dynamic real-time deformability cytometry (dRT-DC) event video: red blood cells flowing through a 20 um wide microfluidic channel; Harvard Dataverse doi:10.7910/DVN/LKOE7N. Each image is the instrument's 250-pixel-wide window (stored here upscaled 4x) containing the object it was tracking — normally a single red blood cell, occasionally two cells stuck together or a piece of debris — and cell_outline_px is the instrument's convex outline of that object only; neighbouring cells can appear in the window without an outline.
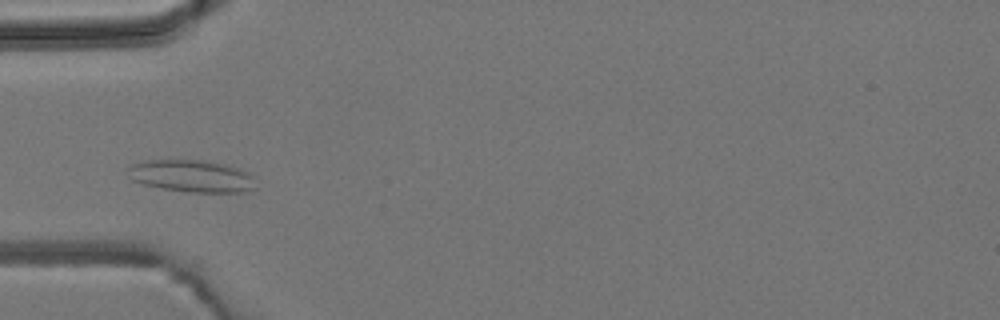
{"species": "common noctule bat (a hibernating species)", "species_latin": "Nyctalus noctula", "temperature_condition": "room temperature", "stored_images_in_passage": 5, "camera_frame_rate_fps": 3000, "um_per_image_px": 0.085, "animal": {"sex": "male", "body_mass_g": 19.2, "forearm_length_mm": 51.8}, "frame": {"image": 1, "passage_image": 2, "time_ms": 1.333, "image_size_px": [1000, 320], "cell_outline_px": [[256, 188], [248, 192], [188, 192], [164, 188], [144, 184], [132, 180], [128, 176], [128, 168], [132, 164], [148, 160], [204, 160], [224, 164], [248, 172], [256, 176]], "centroid_in_image_um": [16.35, 14.97], "position_along_channel_um": 68.6, "area_um2": 24.1}}
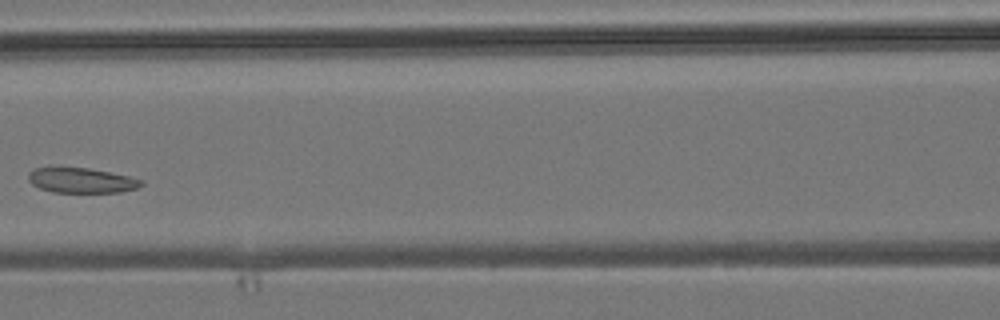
{"frame": {"image": 2, "passage_image": 4, "time_ms": 3.667, "image_size_px": [1000, 320], "cell_outline_px": [[144, 184], [136, 188], [120, 192], [52, 192], [40, 188], [32, 184], [28, 180], [28, 172], [32, 168], [48, 164], [88, 168], [128, 176], [144, 180]], "centroid_in_image_um": [6.81, 15.28], "position_along_channel_um": 159.8, "area_um2": 17.17}}
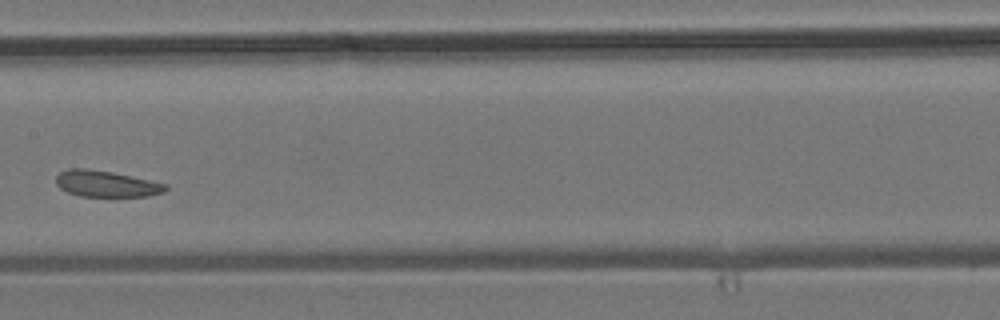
{"frame": {"image": 3, "passage_image": 5, "time_ms": 4.667, "image_size_px": [1000, 320], "cell_outline_px": [[168, 188], [164, 192], [148, 196], [80, 196], [68, 192], [60, 188], [56, 184], [56, 176], [60, 172], [68, 168], [88, 168], [112, 172], [168, 184]], "centroid_in_image_um": [9.02, 15.61], "position_along_channel_um": 198.4, "area_um2": 16.76}}